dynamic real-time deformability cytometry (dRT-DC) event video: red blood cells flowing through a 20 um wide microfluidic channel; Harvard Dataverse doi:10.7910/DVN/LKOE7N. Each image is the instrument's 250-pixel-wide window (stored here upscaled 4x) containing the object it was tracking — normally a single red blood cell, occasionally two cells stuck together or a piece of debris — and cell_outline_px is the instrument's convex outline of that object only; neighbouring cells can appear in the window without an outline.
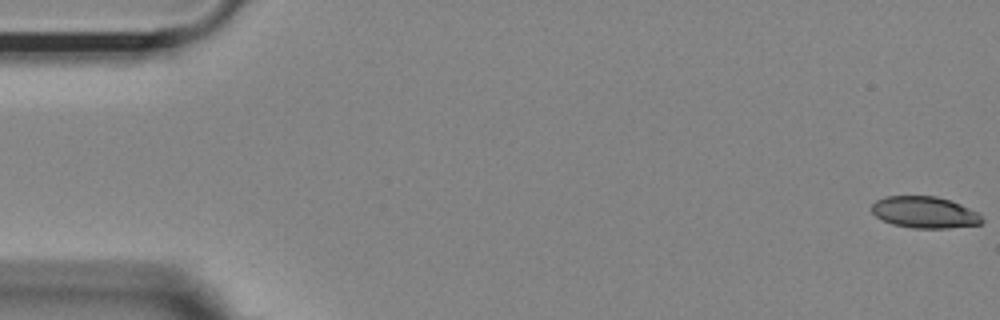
{"species": "Egyptian fruit bat (a non-hibernating species)", "species_latin": "Rousettus aegyptiacus", "temperature_condition": "room temperature", "stored_images_in_passage": 54, "camera_frame_rate_fps": 3000, "um_per_image_px": 0.085, "animal": {"sex": "female"}, "frame": {"image": 1, "passage_image": 1, "time_ms": 0.0, "image_size_px": [1000, 320], "cell_outline_px": [[984, 220], [980, 224], [948, 228], [912, 228], [892, 224], [876, 216], [872, 212], [872, 204], [876, 200], [884, 196], [936, 196], [960, 204], [980, 212]], "centroid_in_image_um": [78.61, 18.04], "position_along_channel_um": 6.4, "area_um2": 20.35}}
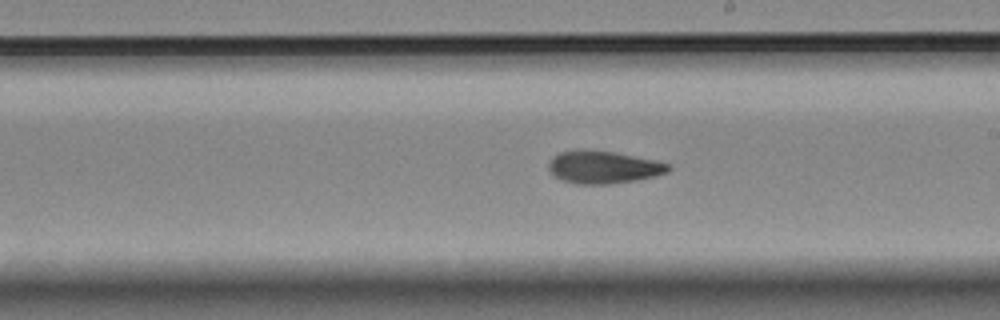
{"frame": {"image": 2, "passage_image": 31, "time_ms": 10.0, "image_size_px": [1000, 320], "cell_outline_px": [[672, 168], [668, 172], [636, 180], [608, 184], [576, 184], [564, 180], [556, 176], [548, 168], [548, 160], [552, 156], [560, 152], [612, 152], [652, 160], [668, 164]], "centroid_in_image_um": [51.28, 14.24], "position_along_channel_um": 237.7, "area_um2": 21.79}}
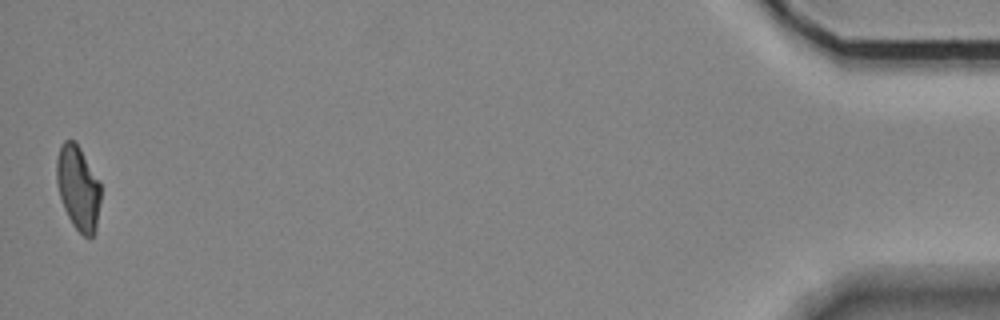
{"frame": {"image": 3, "passage_image": 54, "time_ms": 17.667, "image_size_px": [1000, 320], "cell_outline_px": [[100, 200], [96, 232], [92, 236], [84, 236], [72, 224], [64, 208], [56, 184], [56, 160], [60, 144], [64, 140], [72, 140], [80, 148], [100, 184]], "centroid_in_image_um": [6.62, 15.97], "position_along_channel_um": 428.6, "area_um2": 21.5}, "authors_computed_cell_mechanics": {"area_um2": 22.2241, "velocity_mm_per_s": 3.6894, "shape_relaxation_time_tau1_ms": null, "shape_relaxation_time_tau2_ms": 3.1977, "deformation_change_tau1": null, "deformation_change_tau2": 0.1026}}